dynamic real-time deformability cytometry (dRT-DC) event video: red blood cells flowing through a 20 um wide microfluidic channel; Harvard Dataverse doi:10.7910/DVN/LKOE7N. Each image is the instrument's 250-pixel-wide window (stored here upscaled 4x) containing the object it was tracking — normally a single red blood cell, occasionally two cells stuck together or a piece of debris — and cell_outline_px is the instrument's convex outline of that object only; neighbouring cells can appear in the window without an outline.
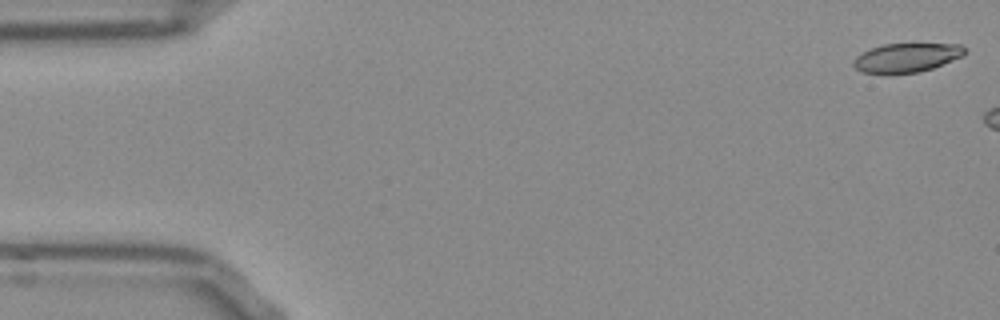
{"species": "Egyptian fruit bat (a non-hibernating species)", "species_latin": "Rousettus aegyptiacus", "temperature_condition": "room temperature", "stored_images_in_passage": 11, "camera_frame_rate_fps": 3000, "um_per_image_px": 0.085, "frame": {"image": 1, "passage_image": 1, "time_ms": 0.0, "image_size_px": [1000, 320], "cell_outline_px": [[968, 52], [964, 56], [932, 68], [920, 72], [864, 72], [856, 68], [852, 64], [852, 60], [856, 56], [868, 48], [884, 44], [960, 44]], "centroid_in_image_um": [77.08, 4.87], "position_along_channel_um": 7.9, "area_um2": 18.61}}